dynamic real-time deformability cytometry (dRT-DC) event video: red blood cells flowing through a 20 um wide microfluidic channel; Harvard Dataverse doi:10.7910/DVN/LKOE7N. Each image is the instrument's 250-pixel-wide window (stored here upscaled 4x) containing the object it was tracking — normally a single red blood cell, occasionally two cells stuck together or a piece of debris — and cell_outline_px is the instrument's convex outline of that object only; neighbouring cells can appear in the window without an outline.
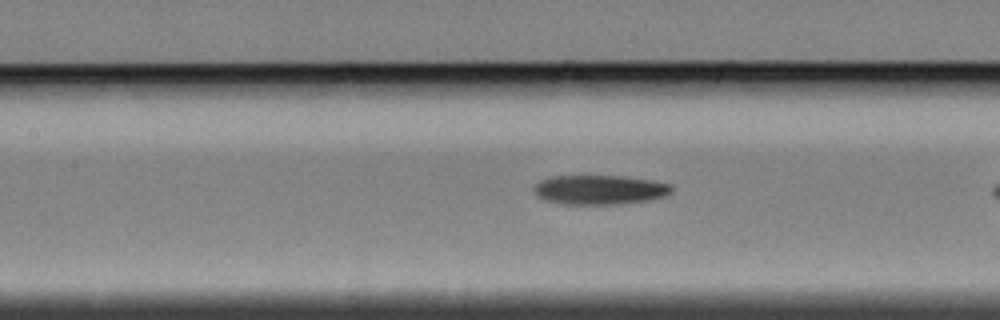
{"species": "Egyptian fruit bat (a non-hibernating species)", "species_latin": "Rousettus aegyptiacus", "temperature_condition": "cold", "stored_images_in_passage": 41, "camera_frame_rate_fps": 3000, "um_per_image_px": 0.085, "animal": {"sex": "female"}, "frame": {"image": 1, "passage_image": 21, "time_ms": 6.667, "image_size_px": [1000, 320], "cell_outline_px": [[672, 192], [664, 196], [648, 200], [624, 204], [564, 204], [544, 200], [536, 196], [532, 188], [540, 180], [548, 176], [620, 176], [652, 180], [672, 184]], "centroid_in_image_um": [50.95, 16.13], "position_along_channel_um": 156.5, "area_um2": 23.81}}
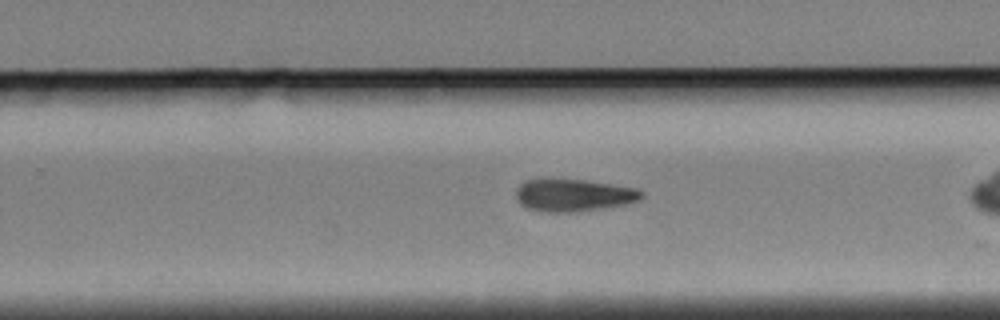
{"frame": {"image": 2, "passage_image": 32, "time_ms": 10.333, "image_size_px": [1000, 320], "cell_outline_px": [[644, 196], [640, 200], [628, 204], [576, 212], [544, 212], [528, 208], [520, 204], [516, 200], [516, 188], [524, 180], [544, 176], [588, 180], [636, 188], [644, 192]], "centroid_in_image_um": [48.71, 16.55], "position_along_channel_um": 281.1, "area_um2": 24.68}}
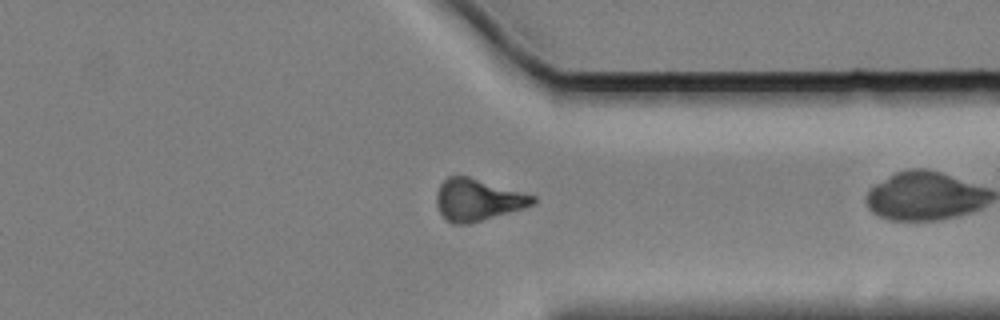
{"frame": {"image": 3, "passage_image": 40, "time_ms": 13.0, "image_size_px": [1000, 320], "cell_outline_px": [[536, 204], [524, 208], [468, 224], [452, 224], [440, 212], [436, 204], [436, 192], [440, 184], [448, 176], [468, 176], [536, 196]], "centroid_in_image_um": [40.6, 16.98], "position_along_channel_um": 370.8, "area_um2": 23.41}}